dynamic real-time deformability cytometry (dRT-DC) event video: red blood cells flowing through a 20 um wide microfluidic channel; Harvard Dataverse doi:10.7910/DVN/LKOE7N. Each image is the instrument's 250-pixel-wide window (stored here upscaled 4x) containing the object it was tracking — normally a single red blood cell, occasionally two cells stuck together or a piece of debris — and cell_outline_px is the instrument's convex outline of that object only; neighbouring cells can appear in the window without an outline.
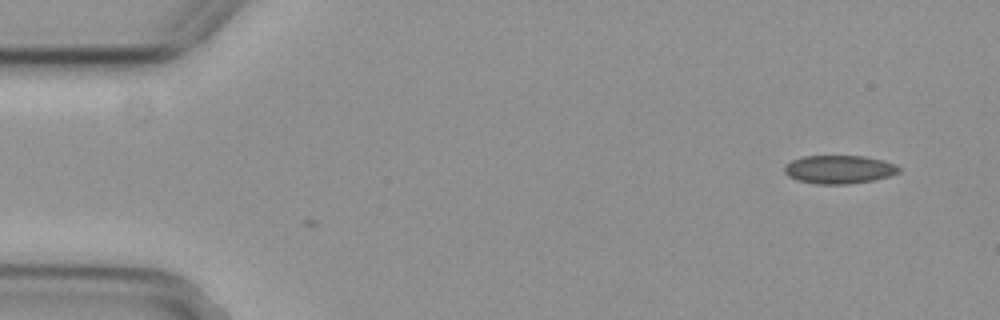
{"species": "common noctule bat (a hibernating species)", "species_latin": "Nyctalus noctula", "temperature_condition": "cold", "stored_images_in_passage": 4, "camera_frame_rate_fps": 3000, "um_per_image_px": 0.085, "animal": {"sex": "female", "body_mass_g": 29.2, "forearm_length_mm": 56.3}, "frame": {"image": 1, "passage_image": 1, "time_ms": 0.0, "image_size_px": [1000, 320], "cell_outline_px": [[900, 172], [888, 176], [872, 180], [848, 184], [816, 184], [796, 180], [788, 176], [784, 172], [784, 168], [792, 160], [804, 156], [864, 156], [896, 164], [900, 168]], "centroid_in_image_um": [71.31, 14.4], "position_along_channel_um": 13.7, "area_um2": 18.79}}